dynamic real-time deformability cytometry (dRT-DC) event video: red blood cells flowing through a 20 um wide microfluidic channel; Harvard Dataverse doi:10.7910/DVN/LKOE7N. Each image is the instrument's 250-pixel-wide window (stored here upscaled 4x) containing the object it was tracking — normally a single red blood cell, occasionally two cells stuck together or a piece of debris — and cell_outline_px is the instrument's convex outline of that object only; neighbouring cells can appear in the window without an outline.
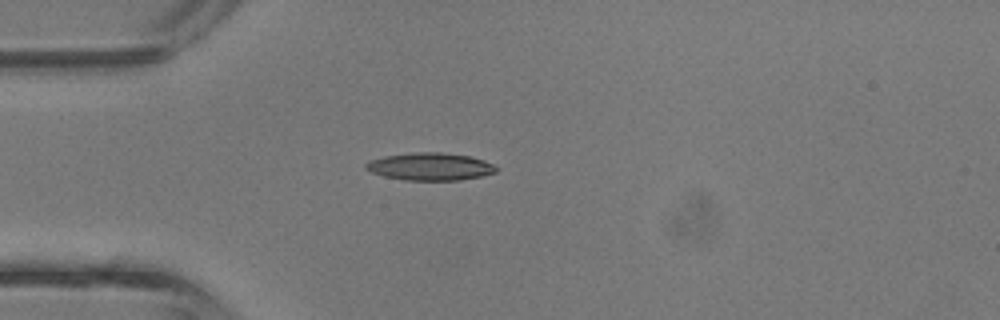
{"species": "common noctule bat (a hibernating species)", "species_latin": "Nyctalus noctula", "temperature_condition": "room temperature", "stored_images_in_passage": 5, "camera_frame_rate_fps": 3000, "um_per_image_px": 0.085, "animal": {"sex": "male", "body_mass_g": 13.3}, "frame": {"image": 1, "passage_image": 5, "time_ms": 1.333, "image_size_px": [1000, 320], "cell_outline_px": [[496, 172], [480, 176], [460, 180], [404, 180], [384, 176], [372, 172], [364, 168], [364, 164], [368, 160], [384, 156], [416, 152], [440, 152], [468, 156], [484, 160], [492, 164], [496, 168]], "centroid_in_image_um": [36.51, 14.15], "position_along_channel_um": 48.5, "area_um2": 20.81}}